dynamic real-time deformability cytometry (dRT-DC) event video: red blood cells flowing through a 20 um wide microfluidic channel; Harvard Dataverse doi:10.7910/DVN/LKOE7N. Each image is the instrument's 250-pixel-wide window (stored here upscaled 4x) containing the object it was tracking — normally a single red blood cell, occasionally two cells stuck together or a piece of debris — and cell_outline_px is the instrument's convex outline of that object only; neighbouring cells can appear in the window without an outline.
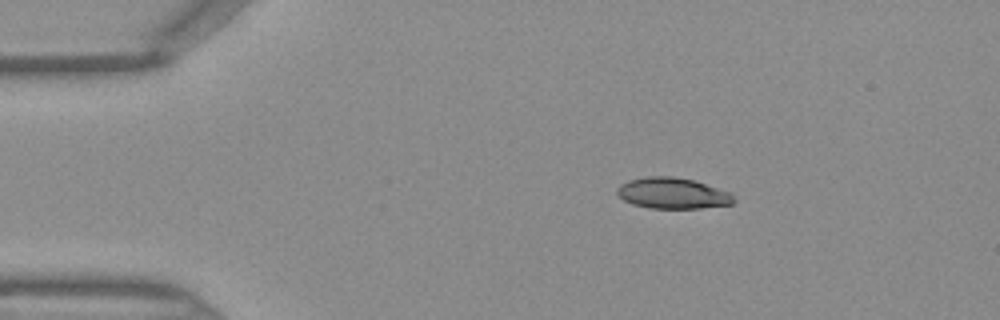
{"species": "Egyptian fruit bat (a non-hibernating species)", "species_latin": "Rousettus aegyptiacus", "temperature_condition": "warm", "stored_images_in_passage": 5, "camera_frame_rate_fps": 3000, "um_per_image_px": 0.085, "frame": {"image": 1, "passage_image": 1, "time_ms": 0.0, "image_size_px": [1000, 320], "cell_outline_px": [[736, 200], [732, 204], [700, 208], [648, 208], [632, 204], [624, 200], [616, 192], [616, 188], [620, 184], [628, 180], [644, 176], [672, 176], [692, 180], [732, 192]], "centroid_in_image_um": [57.17, 16.42], "position_along_channel_um": 27.8, "area_um2": 21.21}}